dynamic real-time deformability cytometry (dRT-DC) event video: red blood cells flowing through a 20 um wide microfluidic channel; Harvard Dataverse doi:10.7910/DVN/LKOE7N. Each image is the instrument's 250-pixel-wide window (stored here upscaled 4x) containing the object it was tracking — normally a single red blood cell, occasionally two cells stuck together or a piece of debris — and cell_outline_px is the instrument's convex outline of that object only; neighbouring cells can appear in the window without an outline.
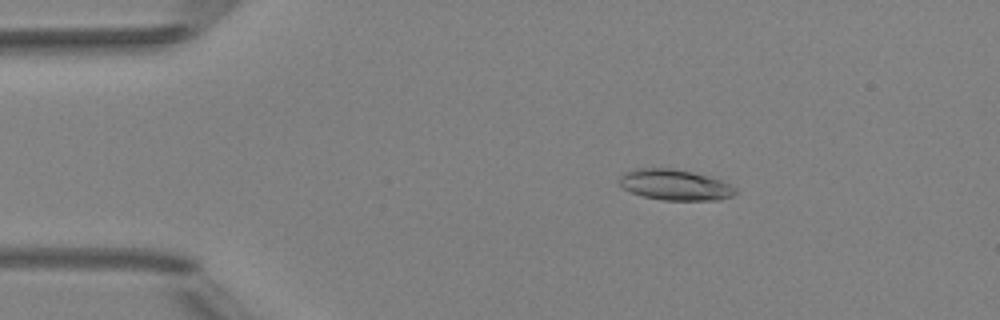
{"species": "Egyptian fruit bat (a non-hibernating species)", "species_latin": "Rousettus aegyptiacus", "temperature_condition": "room temperature", "stored_images_in_passage": 7, "camera_frame_rate_fps": 3000, "um_per_image_px": 0.085, "animal": {"sex": "female"}, "frame": {"image": 1, "passage_image": 2, "time_ms": 1.333, "image_size_px": [1000, 320], "cell_outline_px": [[736, 192], [732, 196], [720, 200], [664, 200], [644, 196], [632, 192], [624, 188], [620, 184], [620, 176], [624, 172], [636, 168], [672, 168], [692, 172], [708, 176], [720, 180], [736, 188]], "centroid_in_image_um": [57.37, 15.71], "position_along_channel_um": 27.6, "area_um2": 20.63}}
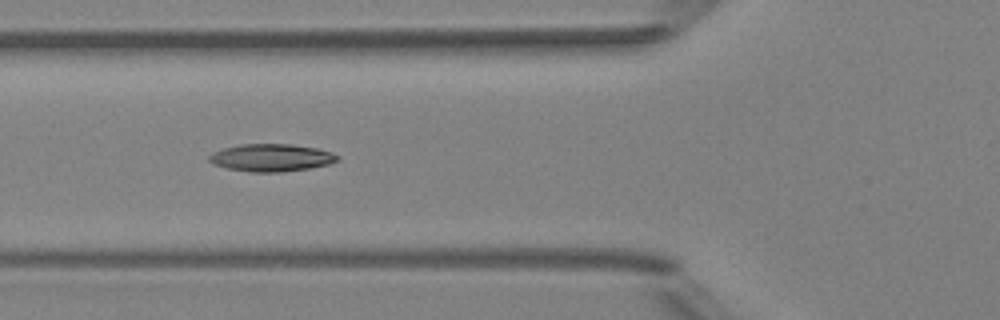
{"frame": {"image": 2, "passage_image": 5, "time_ms": 4.667, "image_size_px": [1000, 320], "cell_outline_px": [[340, 160], [328, 164], [308, 168], [280, 172], [248, 172], [228, 168], [212, 164], [208, 160], [208, 156], [212, 152], [224, 148], [240, 144], [292, 144], [316, 148], [332, 152], [340, 156]], "centroid_in_image_um": [23.05, 13.4], "position_along_channel_um": 102.7, "area_um2": 20.63}}
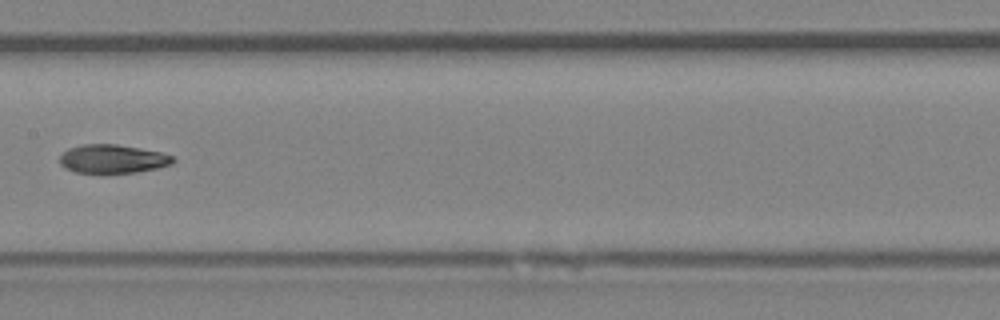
{"frame": {"image": 3, "passage_image": 7, "time_ms": 7.0, "image_size_px": [1000, 320], "cell_outline_px": [[176, 160], [172, 164], [160, 168], [136, 172], [104, 176], [100, 176], [76, 172], [64, 168], [60, 164], [60, 156], [68, 148], [84, 144], [116, 144], [140, 148], [160, 152], [176, 156]], "centroid_in_image_um": [9.59, 13.55], "position_along_channel_um": 197.8, "area_um2": 19.83}}